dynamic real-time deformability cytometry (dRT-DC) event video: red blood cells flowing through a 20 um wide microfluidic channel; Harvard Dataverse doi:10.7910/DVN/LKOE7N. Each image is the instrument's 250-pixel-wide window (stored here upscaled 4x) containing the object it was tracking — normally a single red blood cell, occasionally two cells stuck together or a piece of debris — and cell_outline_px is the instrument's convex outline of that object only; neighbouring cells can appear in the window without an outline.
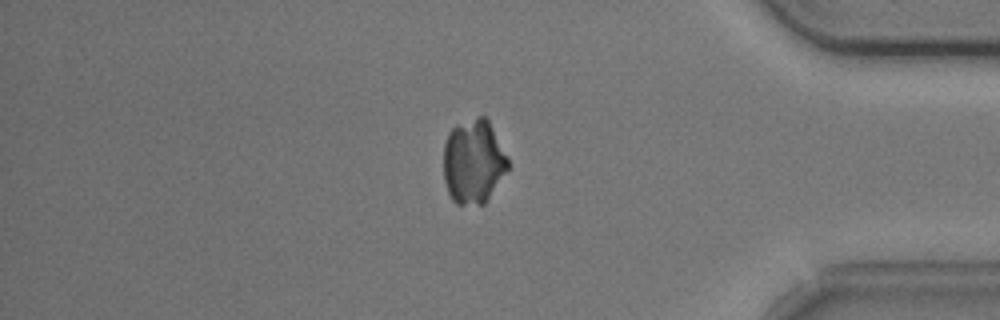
{"species": "common noctule bat (a hibernating species)", "species_latin": "Nyctalus noctula", "temperature_condition": "cold", "stored_images_in_passage": 45, "camera_frame_rate_fps": 3000, "um_per_image_px": 0.085, "animal": {"sex": "male", "body_mass_g": 20.5, "forearm_length_mm": 52.5}, "frame": {"image": 1, "passage_image": 41, "time_ms": 13.333, "image_size_px": [1000, 320], "cell_outline_px": [[508, 168], [488, 200], [484, 204], [456, 204], [452, 200], [448, 192], [444, 180], [444, 144], [448, 132], [452, 128], [476, 116], [484, 116], [488, 120], [508, 156]], "centroid_in_image_um": [40.24, 13.74], "position_along_channel_um": 395.0, "area_um2": 31.62}}